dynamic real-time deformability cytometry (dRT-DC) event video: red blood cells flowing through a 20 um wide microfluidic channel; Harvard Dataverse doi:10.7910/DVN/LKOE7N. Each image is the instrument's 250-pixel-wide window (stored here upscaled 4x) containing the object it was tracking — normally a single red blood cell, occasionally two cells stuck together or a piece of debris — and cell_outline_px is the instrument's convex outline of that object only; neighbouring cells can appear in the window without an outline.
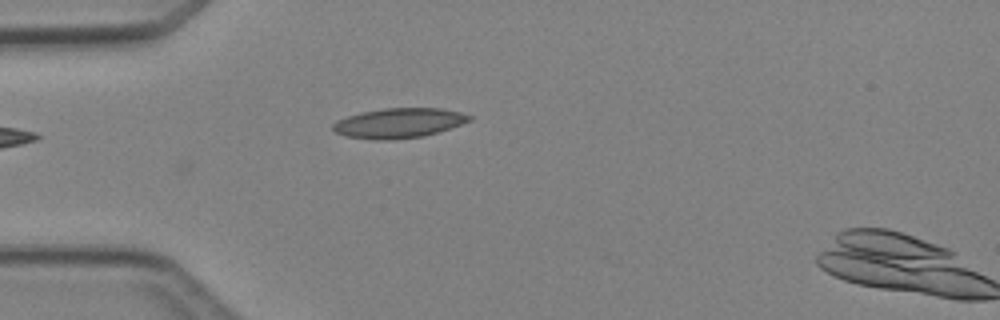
{"species": "Egyptian fruit bat (a non-hibernating species)", "species_latin": "Rousettus aegyptiacus", "temperature_condition": "cold", "stored_images_in_passage": 5, "camera_frame_rate_fps": 3000, "um_per_image_px": 0.085, "animal": {"sex": "female"}, "frame": {"image": 1, "passage_image": 4, "time_ms": 4.667, "image_size_px": [1000, 320], "cell_outline_px": [[472, 120], [424, 136], [392, 140], [372, 140], [344, 136], [336, 132], [332, 128], [332, 124], [336, 120], [360, 112], [384, 108], [440, 108], [460, 112], [472, 116]], "centroid_in_image_um": [33.85, 10.46], "position_along_channel_um": 51.1, "area_um2": 23.76}}